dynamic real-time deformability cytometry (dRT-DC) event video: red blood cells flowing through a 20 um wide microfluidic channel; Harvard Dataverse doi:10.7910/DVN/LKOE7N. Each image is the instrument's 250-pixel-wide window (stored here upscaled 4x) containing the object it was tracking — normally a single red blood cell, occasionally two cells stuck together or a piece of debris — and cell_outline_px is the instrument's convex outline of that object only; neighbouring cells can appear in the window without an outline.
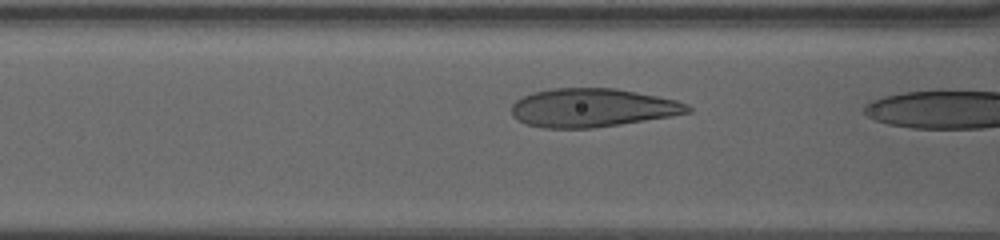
{"species": "human", "species_latin": "Homo sapiens", "temperature_condition": "warm", "stored_images_in_passage": 5, "camera_frame_rate_fps": 3000, "um_per_image_px": 0.085, "donor": {"sex": "female"}, "frame": {"image": 1, "passage_image": 4, "time_ms": 1.333, "image_size_px": [1000, 240], "cell_outline_px": [[692, 112], [672, 116], [620, 124], [592, 128], [544, 128], [528, 124], [512, 116], [512, 104], [516, 100], [532, 92], [552, 88], [616, 88], [676, 100], [688, 104], [692, 108]], "centroid_in_image_um": [50.36, 9.16], "position_along_channel_um": 116.2, "area_um2": 39.48}}